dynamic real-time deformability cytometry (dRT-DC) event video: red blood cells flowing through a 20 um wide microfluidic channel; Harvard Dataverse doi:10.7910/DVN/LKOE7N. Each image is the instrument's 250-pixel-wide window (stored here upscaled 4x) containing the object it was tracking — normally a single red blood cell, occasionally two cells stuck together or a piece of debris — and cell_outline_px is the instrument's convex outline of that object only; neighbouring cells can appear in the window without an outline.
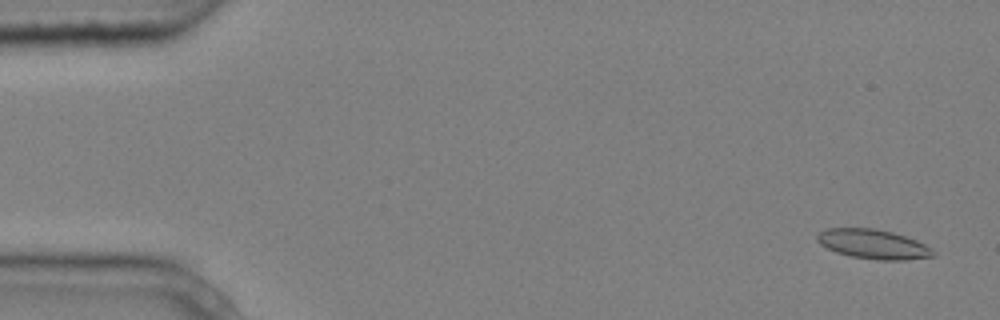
{"species": "common noctule bat (a hibernating species)", "species_latin": "Nyctalus noctula", "temperature_condition": "cold", "stored_images_in_passage": 6, "camera_frame_rate_fps": 3000, "um_per_image_px": 0.085, "animal": {"sex": "male", "body_mass_g": 20.4}, "frame": {"image": 1, "passage_image": 1, "time_ms": 0.0, "image_size_px": [1000, 320], "cell_outline_px": [[936, 256], [904, 260], [880, 260], [852, 256], [836, 252], [820, 244], [816, 240], [816, 236], [824, 228], [876, 228], [892, 232], [916, 240], [932, 248], [936, 252]], "centroid_in_image_um": [74.23, 20.75], "position_along_channel_um": 10.8, "area_um2": 19.94}}
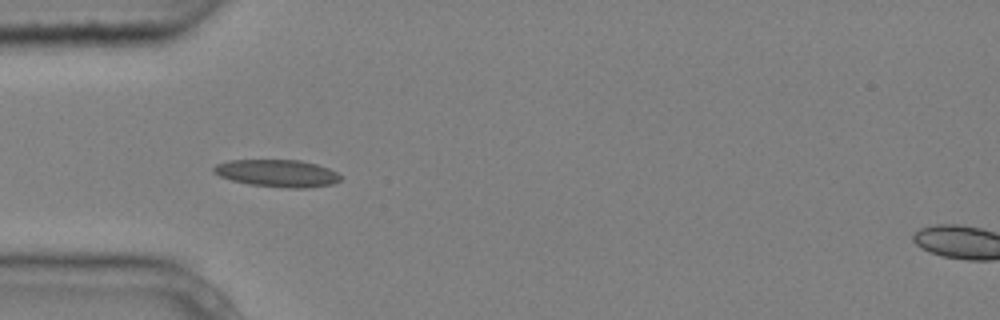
{"frame": {"image": 2, "passage_image": 5, "time_ms": 1.333, "image_size_px": [1000, 320], "cell_outline_px": [[344, 176], [340, 180], [332, 184], [308, 188], [288, 188], [248, 184], [232, 180], [220, 176], [212, 172], [212, 168], [216, 164], [228, 160], [300, 160], [316, 164], [328, 168]], "centroid_in_image_um": [23.57, 14.72], "position_along_channel_um": 61.4, "area_um2": 20.29}}
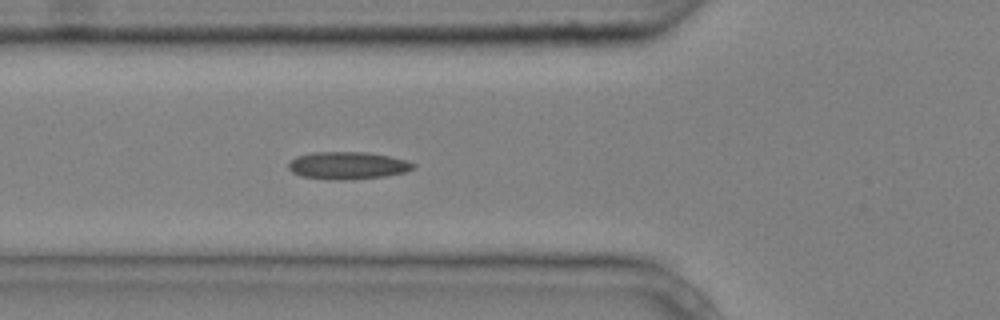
{"frame": {"image": 3, "passage_image": 6, "time_ms": 1.667, "image_size_px": [1000, 320], "cell_outline_px": [[416, 168], [404, 172], [384, 176], [344, 180], [328, 180], [304, 176], [292, 172], [288, 168], [288, 164], [296, 156], [312, 152], [368, 152], [408, 160], [416, 164]], "centroid_in_image_um": [29.57, 14.06], "position_along_channel_um": 96.2, "area_um2": 20.0}}